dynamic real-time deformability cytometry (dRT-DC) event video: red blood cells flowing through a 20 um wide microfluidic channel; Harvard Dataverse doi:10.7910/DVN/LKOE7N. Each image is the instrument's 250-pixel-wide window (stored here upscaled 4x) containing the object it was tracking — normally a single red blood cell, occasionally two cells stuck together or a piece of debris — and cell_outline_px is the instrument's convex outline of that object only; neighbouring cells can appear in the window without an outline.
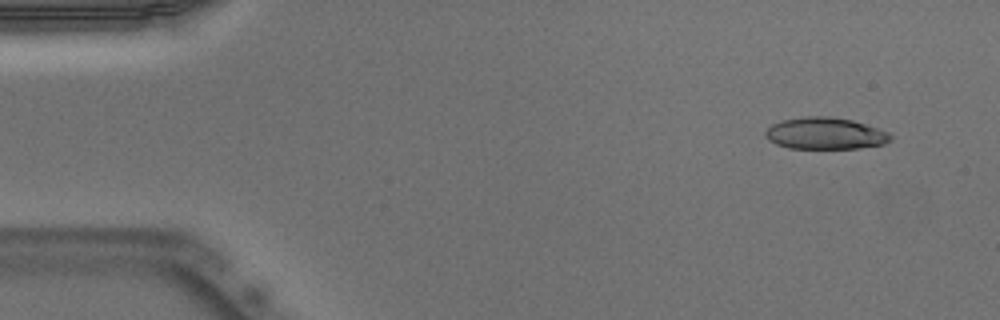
{"species": "Egyptian fruit bat (a non-hibernating species)", "species_latin": "Rousettus aegyptiacus", "temperature_condition": "warm", "stored_images_in_passage": 47, "camera_frame_rate_fps": 3000, "um_per_image_px": 0.085, "animal": {"sex": "male"}, "frame": {"image": 1, "passage_image": 1, "time_ms": 0.0, "image_size_px": [1000, 320], "cell_outline_px": [[892, 140], [884, 144], [860, 148], [788, 148], [776, 144], [768, 140], [764, 136], [764, 132], [772, 124], [780, 120], [804, 116], [832, 116], [852, 120], [888, 132], [892, 136]], "centroid_in_image_um": [70.11, 11.34], "position_along_channel_um": 14.9, "area_um2": 23.29}}
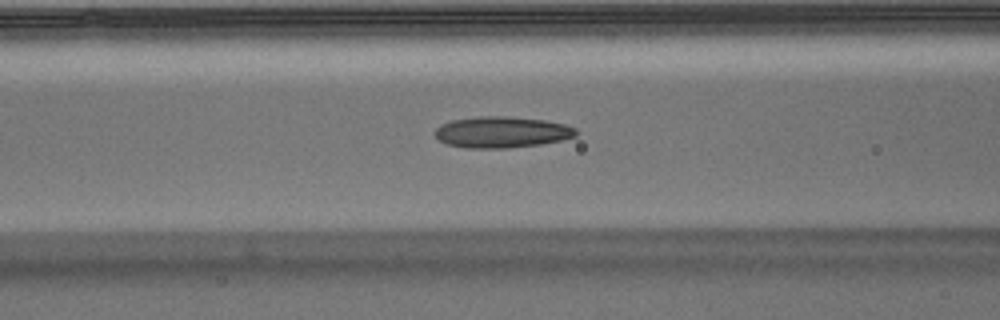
{"frame": {"image": 2, "passage_image": 17, "time_ms": 5.333, "image_size_px": [1000, 320], "cell_outline_px": [[580, 132], [576, 136], [560, 140], [540, 144], [508, 148], [468, 148], [448, 144], [440, 140], [432, 132], [440, 124], [452, 120], [476, 116], [508, 116], [544, 120], [564, 124], [576, 128]], "centroid_in_image_um": [42.64, 11.22], "position_along_channel_um": 124.0, "area_um2": 25.78}}
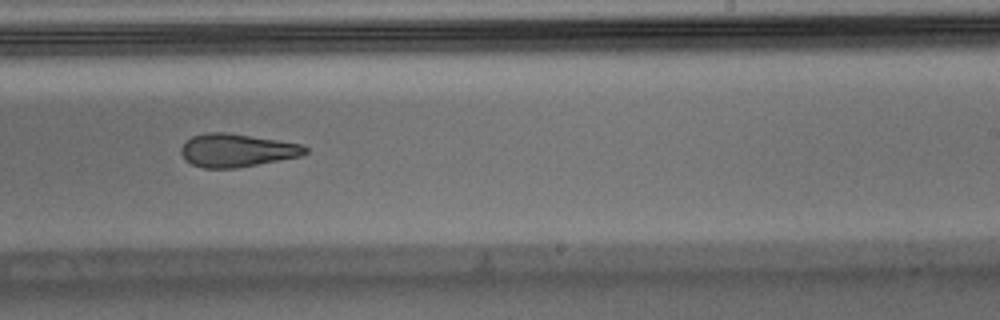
{"frame": {"image": 3, "passage_image": 28, "time_ms": 9.0, "image_size_px": [1000, 320], "cell_outline_px": [[308, 152], [300, 156], [280, 160], [236, 168], [204, 168], [192, 164], [180, 152], [180, 148], [192, 136], [204, 132], [224, 132], [304, 144], [308, 148]], "centroid_in_image_um": [20.15, 12.77], "position_along_channel_um": 268.8, "area_um2": 23.81}, "authors_computed_cell_mechanics": {"area_um2": 24.7384, "velocity_mm_per_s": 3.9545, "shape_relaxation_time_tau1_ms": null, "shape_relaxation_time_tau2_ms": 2.8974, "deformation_change_tau1": null, "deformation_change_tau2": 0.1221}}